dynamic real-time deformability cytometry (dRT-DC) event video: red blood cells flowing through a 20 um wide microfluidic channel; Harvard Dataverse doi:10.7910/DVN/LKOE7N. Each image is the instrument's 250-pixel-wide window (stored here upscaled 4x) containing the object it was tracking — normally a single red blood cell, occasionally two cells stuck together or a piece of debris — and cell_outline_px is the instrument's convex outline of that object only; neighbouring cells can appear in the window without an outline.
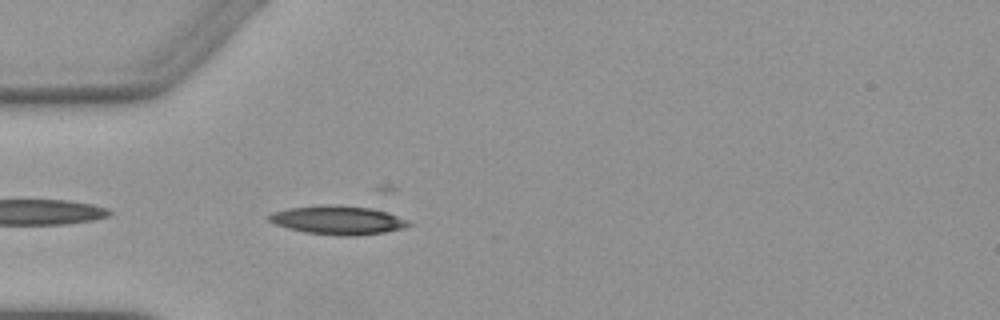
{"species": "Egyptian fruit bat (a non-hibernating species)", "species_latin": "Rousettus aegyptiacus", "temperature_condition": "warm", "stored_images_in_passage": 5, "camera_frame_rate_fps": 3000, "um_per_image_px": 0.085, "animal": {"sex": "female"}, "frame": {"image": 1, "passage_image": 5, "time_ms": 4.667, "image_size_px": [1000, 320], "cell_outline_px": [[412, 224], [404, 228], [384, 232], [356, 236], [336, 236], [304, 232], [288, 228], [276, 224], [268, 220], [268, 216], [272, 212], [288, 208], [320, 204], [332, 204], [368, 208], [388, 212], [408, 220]], "centroid_in_image_um": [28.71, 18.71], "position_along_channel_um": 56.3, "area_um2": 23.52}}